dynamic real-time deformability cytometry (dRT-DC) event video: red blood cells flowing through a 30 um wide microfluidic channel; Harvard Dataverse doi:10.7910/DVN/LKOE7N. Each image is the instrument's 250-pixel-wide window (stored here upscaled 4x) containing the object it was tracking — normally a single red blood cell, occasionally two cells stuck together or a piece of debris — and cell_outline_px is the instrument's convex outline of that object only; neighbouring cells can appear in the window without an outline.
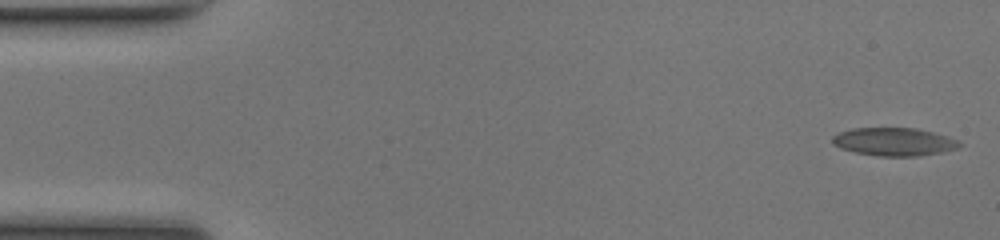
{"species": "common noctule bat (a hibernating species)", "species_latin": "Nyctalus noctula", "temperature_condition": "room temperature", "stored_images_in_passage": 49, "camera_frame_rate_fps": 3000, "um_per_image_px": 0.085, "animal": {"sex": "female", "body_mass_g": 17.0, "forearm_length_mm": 48.0}, "frame": {"image": 1, "passage_image": 1, "time_ms": 0.0, "image_size_px": [1000, 240], "cell_outline_px": [[964, 144], [960, 148], [944, 152], [920, 156], [880, 156], [856, 152], [840, 148], [832, 144], [832, 136], [840, 132], [852, 128], [916, 128], [948, 136], [960, 140]], "centroid_in_image_um": [76.06, 12.05], "position_along_channel_um": 8.9, "area_um2": 21.04}}
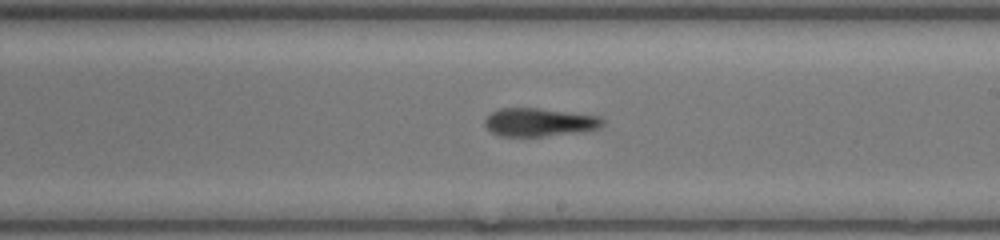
{"frame": {"image": 2, "passage_image": 28, "time_ms": 9.0, "image_size_px": [1000, 240], "cell_outline_px": [[604, 124], [600, 128], [584, 132], [544, 136], [500, 136], [492, 132], [484, 124], [484, 120], [492, 112], [500, 108], [540, 108], [600, 116], [604, 120]], "centroid_in_image_um": [45.89, 10.39], "position_along_channel_um": 243.1, "area_um2": 19.54}}
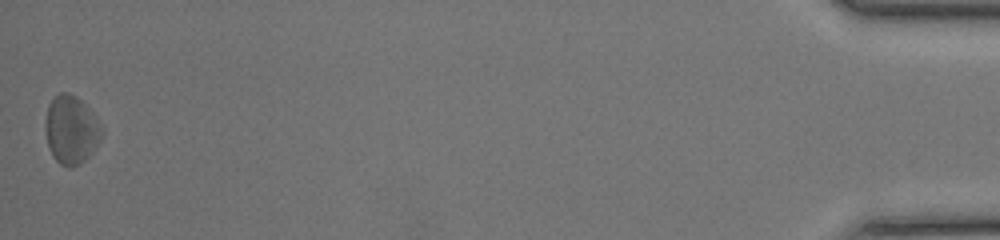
{"frame": {"image": 3, "passage_image": 49, "time_ms": 16.0, "image_size_px": [1000, 240], "cell_outline_px": [[104, 132], [100, 140], [92, 152], [80, 164], [68, 168], [60, 164], [52, 156], [48, 144], [44, 128], [44, 124], [48, 104], [60, 92], [68, 92], [76, 96], [92, 112], [104, 128]], "centroid_in_image_um": [6.05, 11.03], "position_along_channel_um": 429.2, "area_um2": 22.6}, "authors_computed_cell_mechanics": {"area_um2": 20.2878, "velocity_mm_per_s": 4.1452, "shape_relaxation_time_tau1_ms": 6.1509, "shape_relaxation_time_tau2_ms": 2.3192, "deformation_change_tau1": 0.157, "deformation_change_tau2": 0.1181}}